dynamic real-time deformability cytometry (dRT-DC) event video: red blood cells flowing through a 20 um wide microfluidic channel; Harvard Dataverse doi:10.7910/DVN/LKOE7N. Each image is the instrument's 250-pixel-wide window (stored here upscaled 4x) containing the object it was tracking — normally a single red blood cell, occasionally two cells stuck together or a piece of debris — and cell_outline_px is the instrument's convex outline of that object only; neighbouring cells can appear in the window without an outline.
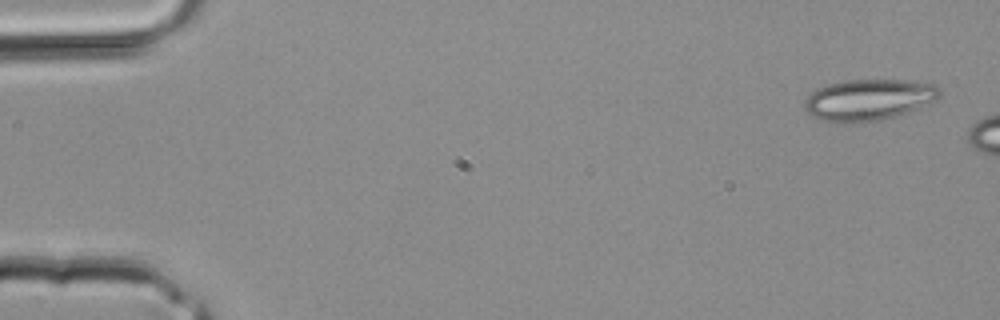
{"species": "common noctule bat (a hibernating species)", "species_latin": "Nyctalus noctula", "temperature_condition": "room temperature", "stored_images_in_passage": 4, "camera_frame_rate_fps": 3000, "um_per_image_px": 0.085, "animal": {"sex": "male", "body_mass_g": 20.4}, "frame": {"image": 1, "passage_image": 4, "time_ms": 1.0, "image_size_px": [1000, 320], "cell_outline_px": [[940, 96], [936, 100], [908, 112], [884, 120], [848, 124], [820, 120], [812, 116], [804, 108], [804, 100], [816, 88], [828, 84], [844, 80], [904, 80], [932, 84], [940, 88]], "centroid_in_image_um": [73.8, 8.5], "position_along_channel_um": 11.2, "area_um2": 32.77}}